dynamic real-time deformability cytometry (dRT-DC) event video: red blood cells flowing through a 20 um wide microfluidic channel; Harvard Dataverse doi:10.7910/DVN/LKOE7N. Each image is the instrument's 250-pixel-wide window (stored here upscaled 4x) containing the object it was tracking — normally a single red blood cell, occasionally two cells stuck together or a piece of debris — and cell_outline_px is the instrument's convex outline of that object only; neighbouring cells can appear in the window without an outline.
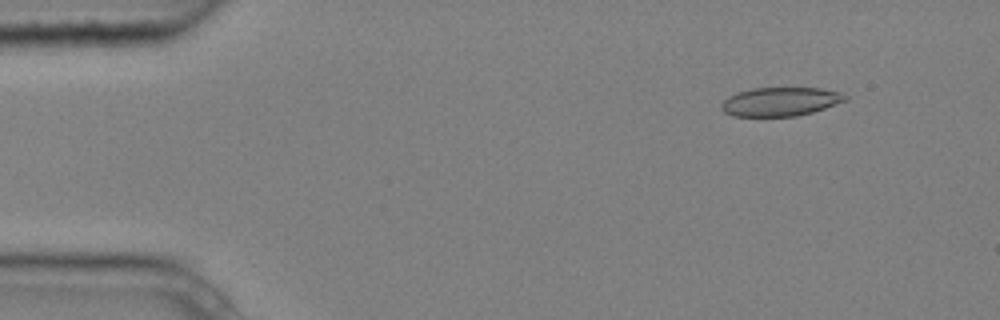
{"species": "common noctule bat (a hibernating species)", "species_latin": "Nyctalus noctula", "temperature_condition": "cold", "stored_images_in_passage": 6, "camera_frame_rate_fps": 3000, "um_per_image_px": 0.085, "animal": {"sex": "male", "body_mass_g": 20.4}, "frame": {"image": 1, "passage_image": 1, "time_ms": 0.0, "image_size_px": [1000, 320], "cell_outline_px": [[848, 100], [812, 112], [796, 116], [732, 116], [724, 112], [720, 108], [720, 104], [728, 96], [736, 92], [752, 88], [820, 88], [840, 92], [848, 96]], "centroid_in_image_um": [66.31, 8.63], "position_along_channel_um": 18.7, "area_um2": 20.87}}
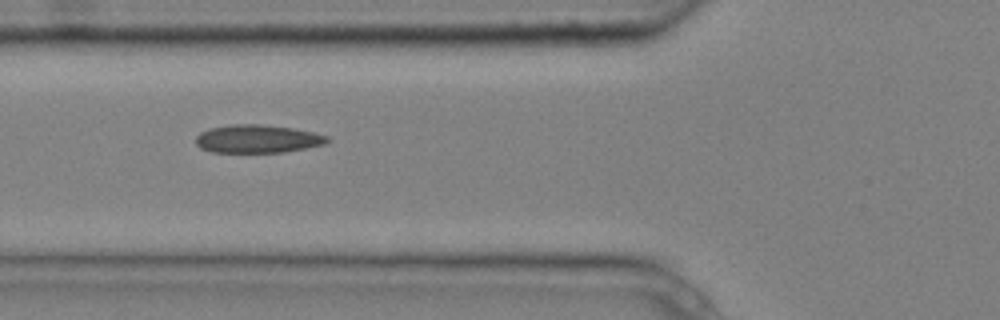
{"frame": {"image": 2, "passage_image": 5, "time_ms": 1.333, "image_size_px": [1000, 320], "cell_outline_px": [[332, 140], [328, 144], [284, 152], [212, 152], [200, 148], [196, 144], [196, 136], [200, 132], [208, 128], [232, 124], [260, 124], [292, 128], [312, 132], [328, 136]], "centroid_in_image_um": [21.9, 11.8], "position_along_channel_um": 103.9, "area_um2": 21.73}}
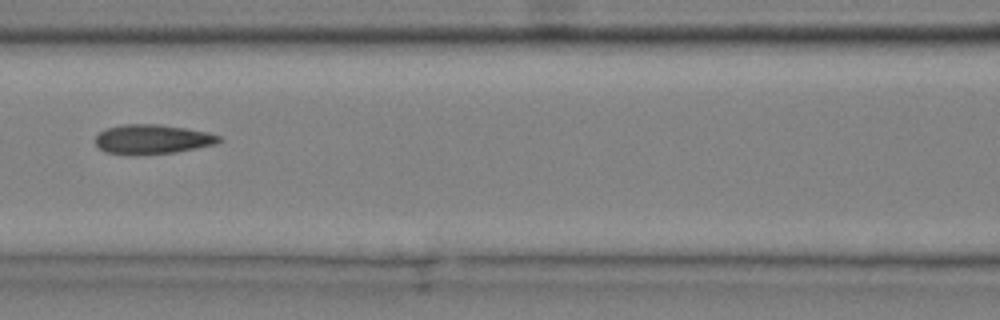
{"frame": {"image": 3, "passage_image": 6, "time_ms": 1.667, "image_size_px": [1000, 320], "cell_outline_px": [[224, 140], [216, 144], [176, 152], [136, 156], [132, 156], [104, 152], [96, 144], [96, 136], [104, 128], [124, 124], [160, 124], [208, 132], [220, 136]], "centroid_in_image_um": [12.94, 11.85], "position_along_channel_um": 153.7, "area_um2": 21.62}}